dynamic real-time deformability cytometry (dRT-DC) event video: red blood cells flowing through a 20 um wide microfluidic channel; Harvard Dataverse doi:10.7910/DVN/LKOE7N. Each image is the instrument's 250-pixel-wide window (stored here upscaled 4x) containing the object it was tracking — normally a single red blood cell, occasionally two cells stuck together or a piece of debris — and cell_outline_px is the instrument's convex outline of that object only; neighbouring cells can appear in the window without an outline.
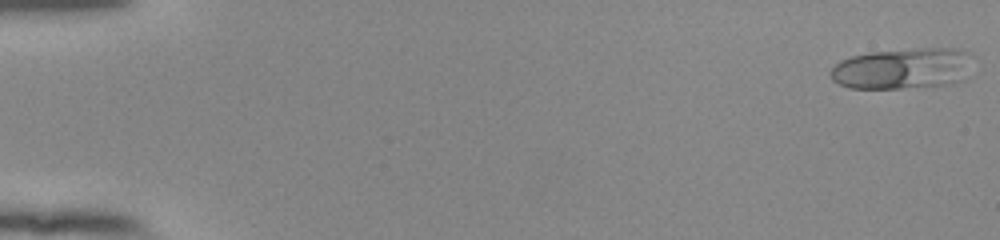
{"species": "human", "species_latin": "Homo sapiens", "temperature_condition": "room temperature", "stored_images_in_passage": 53, "camera_frame_rate_fps": 3000, "um_per_image_px": 0.085, "donor": {"sex": "female"}, "frame": {"image": 1, "passage_image": 1, "time_ms": 0.0, "image_size_px": [1000, 240], "cell_outline_px": [[968, 52], [964, 80], [952, 84], [900, 88], [848, 88], [832, 80], [828, 72], [840, 60], [852, 56], [868, 52], [916, 48], [956, 48]], "centroid_in_image_um": [76.63, 5.82], "position_along_channel_um": 8.4, "area_um2": 33.76}}
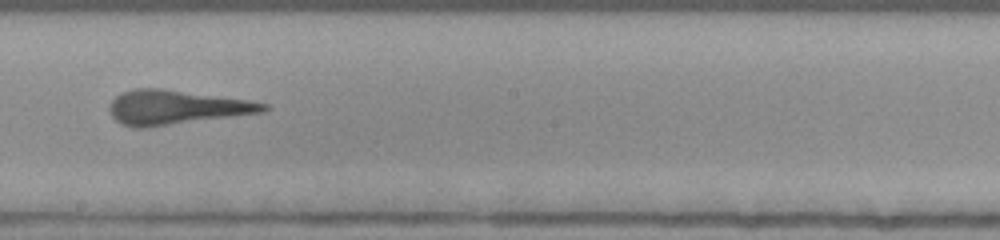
{"frame": {"image": 2, "passage_image": 31, "time_ms": 10.0, "image_size_px": [1000, 240], "cell_outline_px": [[268, 108], [264, 112], [148, 128], [132, 128], [120, 124], [112, 116], [108, 108], [108, 104], [120, 92], [136, 88], [160, 88], [248, 100], [268, 104]], "centroid_in_image_um": [14.91, 9.14], "position_along_channel_um": 233.3, "area_um2": 30.98}}
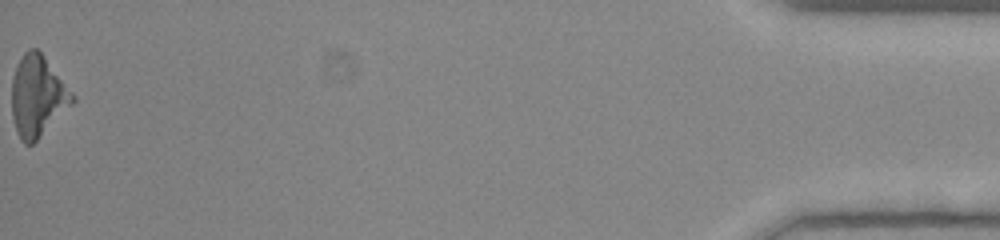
{"frame": {"image": 3, "passage_image": 53, "time_ms": 17.333, "image_size_px": [1000, 240], "cell_outline_px": [[76, 100], [32, 144], [24, 144], [20, 140], [16, 132], [12, 116], [12, 76], [24, 52], [28, 48], [36, 48], [40, 52], [76, 96]], "centroid_in_image_um": [3.18, 8.18], "position_along_channel_um": 432.0, "area_um2": 28.26}}